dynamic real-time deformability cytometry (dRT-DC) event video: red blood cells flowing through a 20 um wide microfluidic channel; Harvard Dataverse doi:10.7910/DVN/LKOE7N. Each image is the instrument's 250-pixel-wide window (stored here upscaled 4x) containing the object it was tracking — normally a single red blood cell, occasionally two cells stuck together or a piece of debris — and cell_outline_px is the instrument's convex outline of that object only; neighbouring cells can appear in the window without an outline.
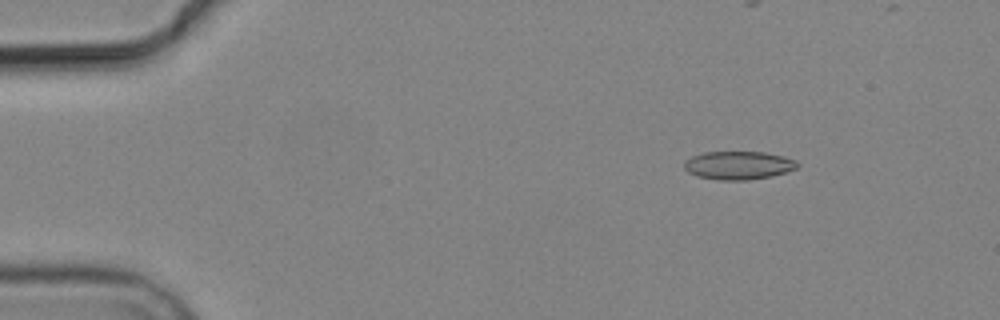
{"species": "common noctule bat (a hibernating species)", "species_latin": "Nyctalus noctula", "temperature_condition": "cold", "stored_images_in_passage": 8, "camera_frame_rate_fps": 3000, "um_per_image_px": 0.085, "animal": {"sex": "male", "body_mass_g": 19.2, "forearm_length_mm": 51.8}, "frame": {"image": 1, "passage_image": 2, "time_ms": 1.0, "image_size_px": [1000, 320], "cell_outline_px": [[800, 164], [796, 168], [772, 176], [748, 180], [720, 180], [696, 176], [688, 172], [684, 168], [684, 160], [692, 156], [704, 152], [764, 152], [784, 156], [796, 160]], "centroid_in_image_um": [62.76, 14.05], "position_along_channel_um": 22.2, "area_um2": 18.73}}
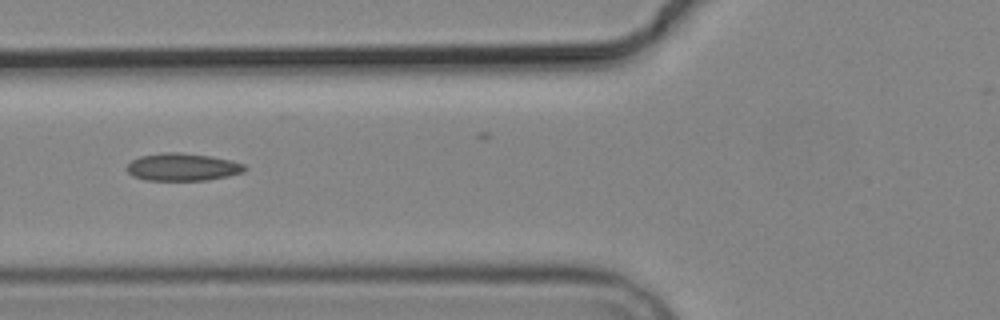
{"frame": {"image": 2, "passage_image": 6, "time_ms": 5.667, "image_size_px": [1000, 320], "cell_outline_px": [[248, 168], [244, 172], [228, 176], [208, 180], [144, 180], [132, 176], [128, 172], [128, 164], [132, 160], [140, 156], [164, 152], [176, 152], [212, 156], [232, 160], [244, 164]], "centroid_in_image_um": [15.55, 14.2], "position_along_channel_um": 110.3, "area_um2": 19.02}}
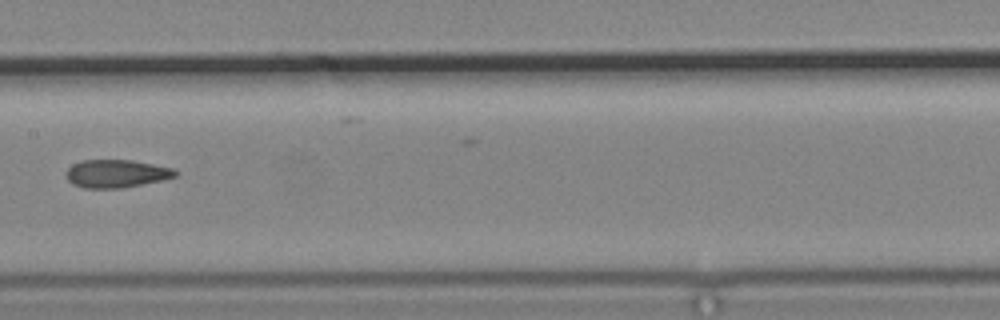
{"frame": {"image": 3, "passage_image": 8, "time_ms": 8.0, "image_size_px": [1000, 320], "cell_outline_px": [[180, 172], [176, 176], [160, 180], [120, 188], [84, 188], [72, 184], [64, 176], [64, 172], [72, 164], [84, 160], [132, 160], [172, 168]], "centroid_in_image_um": [9.83, 14.75], "position_along_channel_um": 197.6, "area_um2": 17.74}}